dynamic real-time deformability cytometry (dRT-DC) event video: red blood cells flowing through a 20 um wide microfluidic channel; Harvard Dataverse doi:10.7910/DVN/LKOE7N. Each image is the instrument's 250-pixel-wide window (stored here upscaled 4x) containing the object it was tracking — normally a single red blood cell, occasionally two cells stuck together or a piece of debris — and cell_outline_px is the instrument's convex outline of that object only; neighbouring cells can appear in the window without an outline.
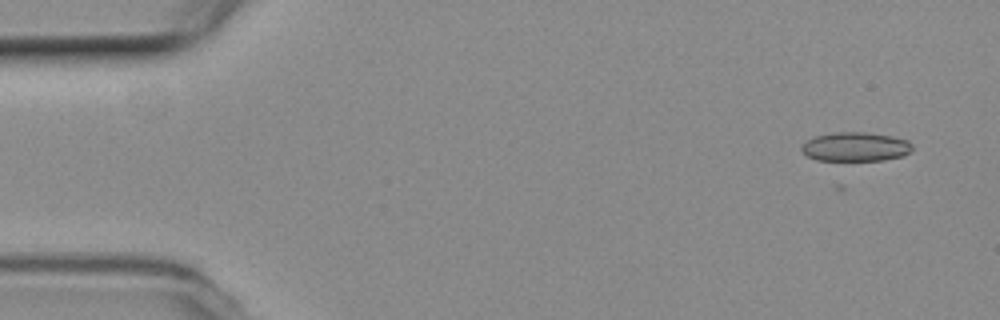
{"species": "common noctule bat (a hibernating species)", "species_latin": "Nyctalus noctula", "temperature_condition": "room temperature", "stored_images_in_passage": 54, "camera_frame_rate_fps": 3000, "um_per_image_px": 0.085, "animal": {"sex": "female", "body_mass_g": 19.3, "forearm_length_mm": 54.1}, "frame": {"image": 1, "passage_image": 3, "time_ms": 0.667, "image_size_px": [1000, 320], "cell_outline_px": [[912, 148], [904, 156], [884, 160], [816, 160], [808, 156], [800, 148], [808, 140], [816, 136], [836, 132], [864, 132], [892, 136], [908, 140], [912, 144]], "centroid_in_image_um": [72.75, 12.47], "position_along_channel_um": 12.3, "area_um2": 18.61}}
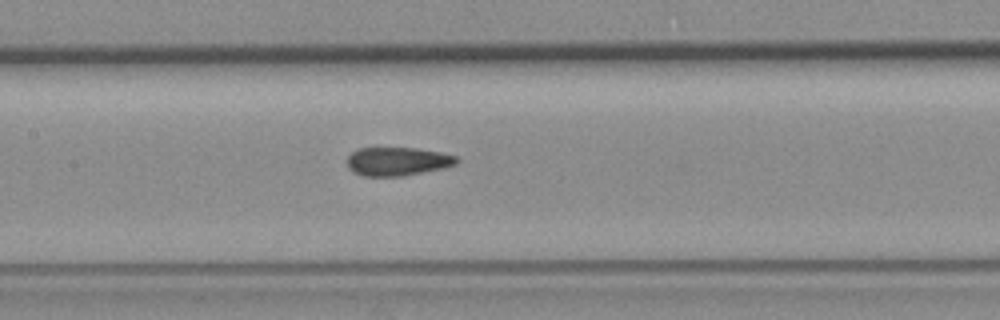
{"frame": {"image": 2, "passage_image": 25, "time_ms": 8.0, "image_size_px": [1000, 320], "cell_outline_px": [[460, 160], [456, 164], [440, 168], [400, 176], [364, 176], [352, 172], [348, 168], [348, 156], [352, 152], [360, 148], [416, 148], [440, 152], [456, 156]], "centroid_in_image_um": [33.76, 13.71], "position_along_channel_um": 173.6, "area_um2": 17.98}}
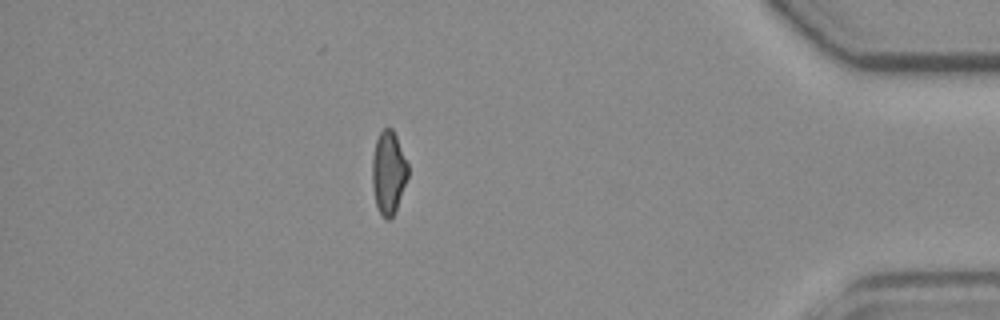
{"frame": {"image": 3, "passage_image": 47, "time_ms": 15.333, "image_size_px": [1000, 320], "cell_outline_px": [[408, 176], [396, 208], [392, 216], [388, 220], [384, 220], [376, 204], [372, 184], [372, 156], [376, 140], [380, 132], [384, 128], [392, 128], [396, 136], [408, 164]], "centroid_in_image_um": [33.01, 14.65], "position_along_channel_um": 402.2, "area_um2": 17.11}, "authors_computed_cell_mechanics": {"area_um2": 18.6405, "velocity_mm_per_s": 3.7644, "shape_relaxation_time_tau1_ms": null, "shape_relaxation_time_tau2_ms": 1.5719, "deformation_change_tau1": null, "deformation_change_tau2": 0.0978}}